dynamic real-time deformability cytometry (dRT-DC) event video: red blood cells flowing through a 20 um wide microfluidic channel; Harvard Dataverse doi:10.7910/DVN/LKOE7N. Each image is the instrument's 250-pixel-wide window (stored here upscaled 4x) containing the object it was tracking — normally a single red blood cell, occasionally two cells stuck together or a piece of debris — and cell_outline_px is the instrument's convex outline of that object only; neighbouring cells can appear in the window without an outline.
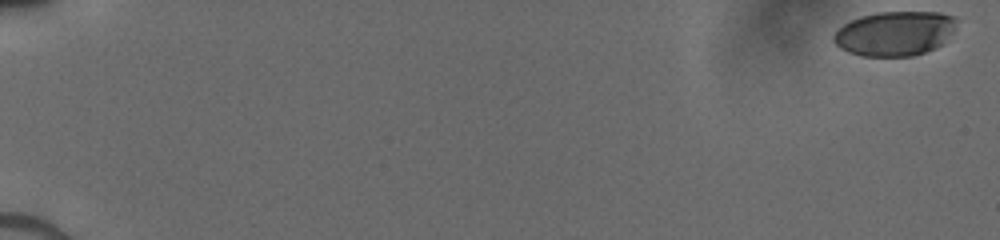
{"species": "human", "species_latin": "Homo sapiens", "temperature_condition": "cold", "stored_images_in_passage": 52, "camera_frame_rate_fps": 3000, "um_per_image_px": 0.085, "donor": {"sex": "male"}, "frame": {"image": 1, "passage_image": 1, "time_ms": 0.0, "image_size_px": [1000, 240], "cell_outline_px": [[956, 28], [944, 44], [936, 48], [912, 56], [864, 56], [848, 52], [840, 48], [832, 40], [832, 36], [844, 24], [860, 16], [880, 12], [940, 12], [952, 16], [956, 20]], "centroid_in_image_um": [76.08, 2.85], "position_along_channel_um": 8.9, "area_um2": 32.02}}
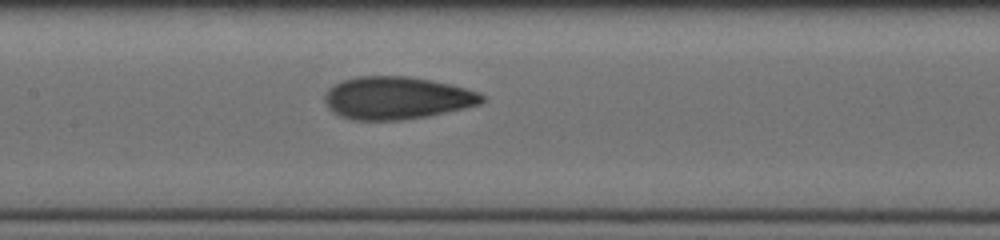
{"frame": {"image": 2, "passage_image": 28, "time_ms": 9.0, "image_size_px": [1000, 240], "cell_outline_px": [[484, 100], [480, 104], [464, 108], [428, 116], [404, 120], [352, 120], [340, 116], [332, 112], [328, 108], [324, 100], [324, 96], [328, 88], [344, 80], [356, 76], [408, 76], [432, 80], [480, 92], [484, 96]], "centroid_in_image_um": [33.7, 8.33], "position_along_channel_um": 173.7, "area_um2": 39.13}}
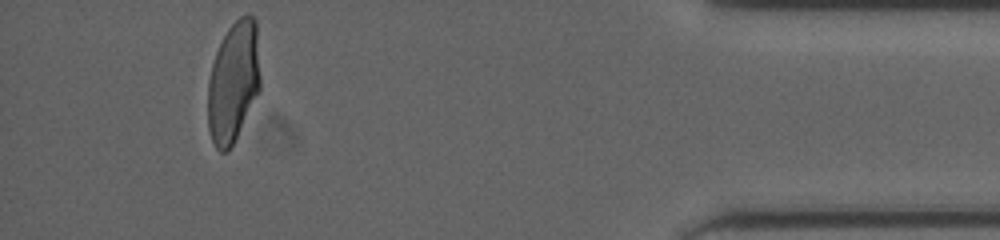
{"frame": {"image": 3, "passage_image": 49, "time_ms": 16.0, "image_size_px": [1000, 240], "cell_outline_px": [[260, 92], [228, 152], [220, 152], [216, 148], [212, 140], [208, 128], [208, 80], [212, 64], [216, 52], [228, 28], [240, 16], [252, 16], [256, 20], [260, 76]], "centroid_in_image_um": [19.84, 6.99], "position_along_channel_um": 415.4, "area_um2": 36.93}}